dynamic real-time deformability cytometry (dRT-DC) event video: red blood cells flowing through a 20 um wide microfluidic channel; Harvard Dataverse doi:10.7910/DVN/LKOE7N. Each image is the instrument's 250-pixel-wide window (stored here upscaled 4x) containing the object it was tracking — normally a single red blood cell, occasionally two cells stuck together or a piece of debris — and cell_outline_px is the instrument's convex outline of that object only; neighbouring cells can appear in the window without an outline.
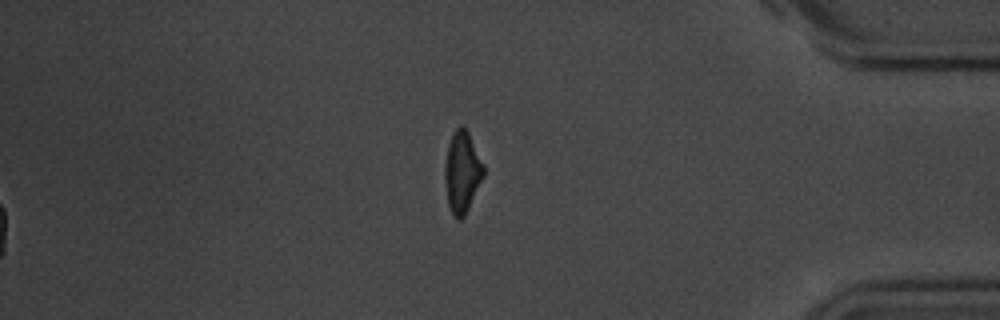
{"species": "common noctule bat (a hibernating species)", "species_latin": "Nyctalus noctula", "temperature_condition": "room temperature", "stored_images_in_passage": 41, "segment_of_instrument_passage": [2, 2], "camera_frame_rate_fps": 3000, "um_per_image_px": 0.085, "animal": {"sex": "male", "body_mass_g": 20.1, "forearm_length_mm": 53.5}, "frame": {"image": 1, "passage_image": 41, "time_ms": 13.333, "image_size_px": [1000, 320], "cell_outline_px": [[484, 176], [464, 216], [460, 220], [456, 220], [452, 216], [448, 204], [444, 176], [444, 168], [448, 144], [452, 132], [460, 124], [468, 132], [484, 164]], "centroid_in_image_um": [39.27, 14.62], "position_along_channel_um": 395.9, "area_um2": 18.44}}